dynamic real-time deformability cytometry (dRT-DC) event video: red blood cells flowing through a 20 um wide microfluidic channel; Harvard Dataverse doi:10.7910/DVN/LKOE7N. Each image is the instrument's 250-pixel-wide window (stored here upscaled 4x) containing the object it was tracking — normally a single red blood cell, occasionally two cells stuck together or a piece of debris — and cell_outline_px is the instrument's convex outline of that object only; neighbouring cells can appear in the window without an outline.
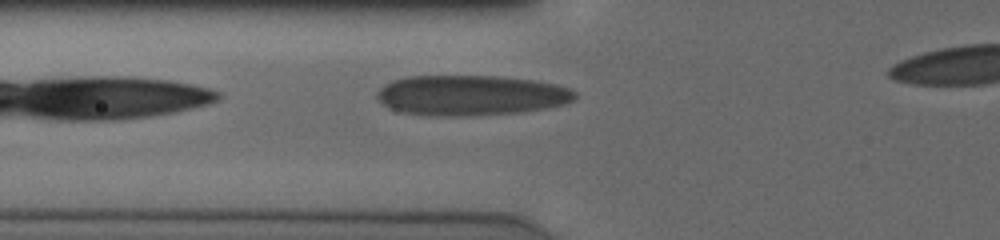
{"species": "human", "species_latin": "Homo sapiens", "temperature_condition": "cold", "stored_images_in_passage": 22, "camera_frame_rate_fps": 3000, "um_per_image_px": 0.085, "donor": {"sex": "male"}, "frame": {"image": 1, "passage_image": 2, "time_ms": 0.333, "image_size_px": [1000, 240], "cell_outline_px": [[576, 96], [572, 100], [564, 104], [548, 108], [520, 112], [460, 116], [456, 116], [404, 112], [392, 108], [384, 104], [376, 96], [376, 92], [384, 84], [392, 80], [408, 76], [504, 76], [536, 80], [556, 84], [568, 88], [576, 92]], "centroid_in_image_um": [40.07, 8.08], "position_along_channel_um": 85.7, "area_um2": 46.18}}
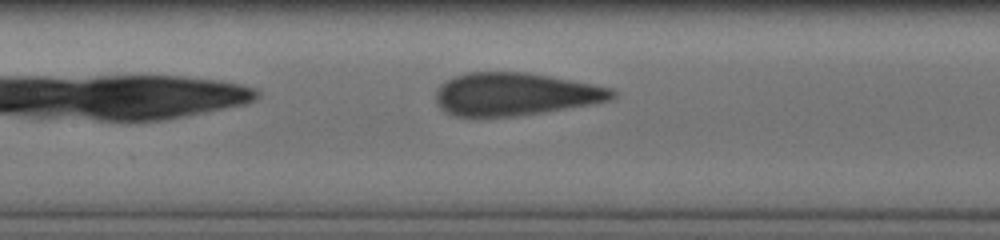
{"frame": {"image": 2, "passage_image": 8, "time_ms": 2.333, "image_size_px": [1000, 240], "cell_outline_px": [[616, 96], [612, 100], [592, 104], [520, 116], [452, 116], [440, 108], [436, 104], [436, 92], [440, 84], [456, 76], [468, 72], [528, 72], [592, 84], [612, 88], [616, 92]], "centroid_in_image_um": [43.79, 8.01], "position_along_channel_um": 163.6, "area_um2": 44.04}}
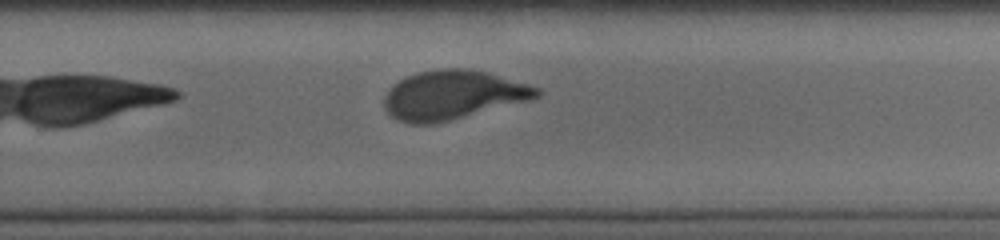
{"frame": {"image": 3, "passage_image": 18, "time_ms": 5.667, "image_size_px": [1000, 240], "cell_outline_px": [[544, 92], [540, 96], [528, 100], [432, 124], [408, 124], [396, 120], [388, 112], [384, 104], [384, 96], [400, 80], [408, 76], [420, 72], [440, 68], [472, 68], [488, 72], [528, 84], [540, 88]], "centroid_in_image_um": [38.51, 8.06], "position_along_channel_um": 291.3, "area_um2": 43.18}}